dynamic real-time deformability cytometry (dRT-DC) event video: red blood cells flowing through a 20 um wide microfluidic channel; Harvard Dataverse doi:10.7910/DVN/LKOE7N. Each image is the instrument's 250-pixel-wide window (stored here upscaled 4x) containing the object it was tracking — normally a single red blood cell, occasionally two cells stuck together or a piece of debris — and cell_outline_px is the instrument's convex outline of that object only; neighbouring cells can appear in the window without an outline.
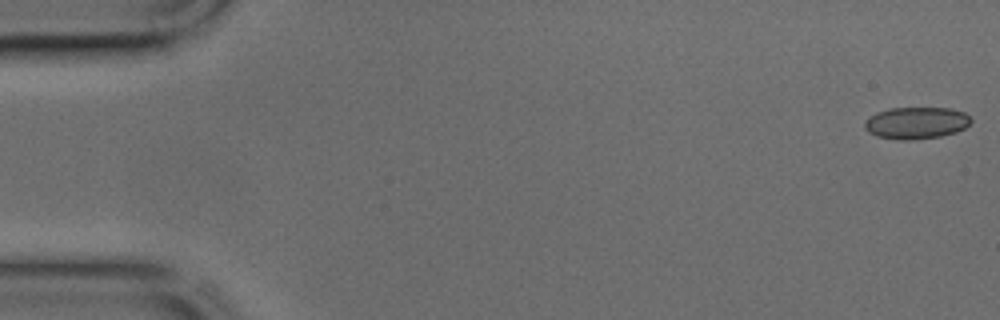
{"species": "common noctule bat (a hibernating species)", "species_latin": "Nyctalus noctula", "temperature_condition": "cold", "stored_images_in_passage": 44, "camera_frame_rate_fps": 3000, "um_per_image_px": 0.085, "animal": {"sex": "male", "body_mass_g": 17.9, "forearm_length_mm": 54.2}, "frame": {"image": 1, "passage_image": 1, "time_ms": 0.0, "image_size_px": [1000, 320], "cell_outline_px": [[972, 120], [964, 128], [956, 132], [940, 136], [912, 140], [896, 140], [876, 136], [868, 132], [864, 128], [864, 120], [876, 112], [888, 108], [952, 108], [964, 112]], "centroid_in_image_um": [77.83, 10.45], "position_along_channel_um": 7.2, "area_um2": 19.94}}
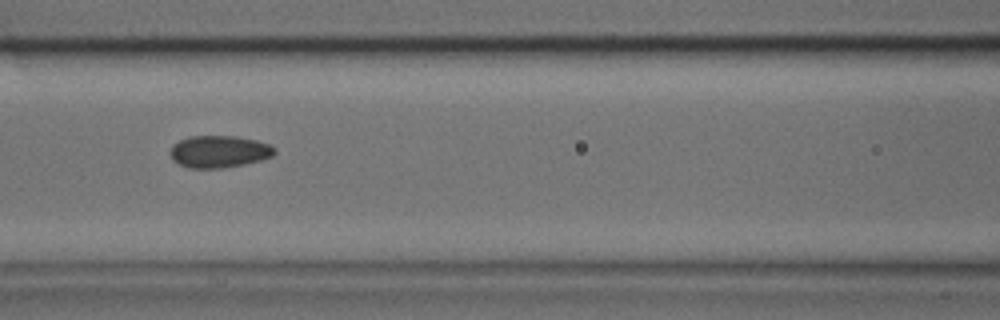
{"frame": {"image": 2, "passage_image": 19, "time_ms": 6.0, "image_size_px": [1000, 320], "cell_outline_px": [[276, 152], [272, 156], [260, 160], [244, 164], [224, 168], [188, 168], [172, 160], [168, 152], [172, 144], [188, 136], [236, 136], [256, 140], [268, 144], [276, 148]], "centroid_in_image_um": [18.59, 12.88], "position_along_channel_um": 148.0, "area_um2": 19.71}}
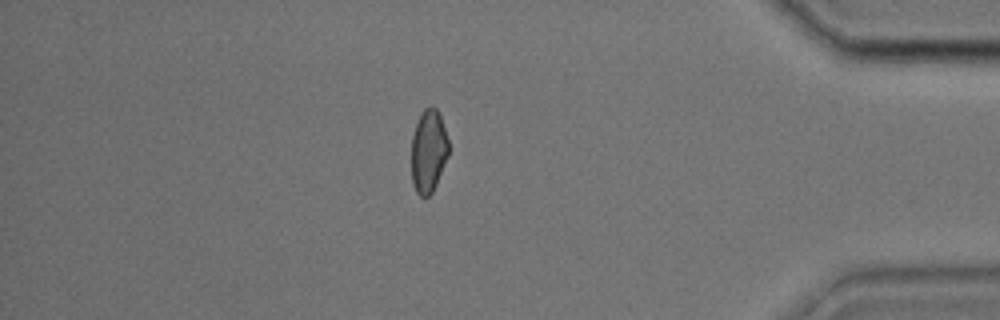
{"frame": {"image": 3, "passage_image": 38, "time_ms": 12.333, "image_size_px": [1000, 320], "cell_outline_px": [[448, 156], [436, 184], [432, 192], [428, 196], [420, 196], [416, 192], [412, 184], [412, 136], [416, 124], [424, 108], [436, 108], [440, 112], [448, 140]], "centroid_in_image_um": [36.42, 12.85], "position_along_channel_um": 398.8, "area_um2": 17.86}}